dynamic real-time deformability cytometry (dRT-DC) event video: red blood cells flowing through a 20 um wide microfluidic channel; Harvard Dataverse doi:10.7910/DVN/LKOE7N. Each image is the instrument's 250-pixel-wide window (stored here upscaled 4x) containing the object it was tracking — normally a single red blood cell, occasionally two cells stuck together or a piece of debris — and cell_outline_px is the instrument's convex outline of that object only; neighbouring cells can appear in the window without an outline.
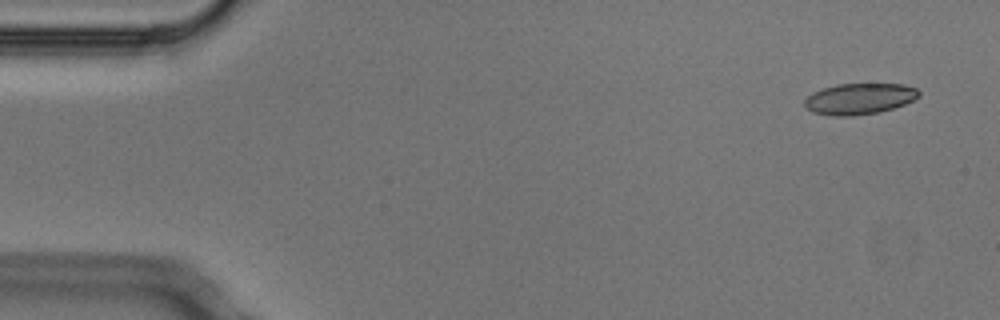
{"species": "Egyptian fruit bat (a non-hibernating species)", "species_latin": "Rousettus aegyptiacus", "temperature_condition": "cold", "stored_images_in_passage": 5, "segment_of_instrument_passage": [2, 2], "camera_frame_rate_fps": 3000, "um_per_image_px": 0.085, "animal": {"sex": "male"}, "frame": {"image": 1, "passage_image": 5, "time_ms": 1.333, "image_size_px": [1000, 320], "cell_outline_px": [[920, 96], [904, 104], [880, 112], [852, 116], [832, 116], [812, 112], [804, 104], [804, 100], [812, 92], [836, 84], [904, 84], [916, 88], [920, 92]], "centroid_in_image_um": [73.04, 8.4], "position_along_channel_um": 12.0, "area_um2": 20.69}}